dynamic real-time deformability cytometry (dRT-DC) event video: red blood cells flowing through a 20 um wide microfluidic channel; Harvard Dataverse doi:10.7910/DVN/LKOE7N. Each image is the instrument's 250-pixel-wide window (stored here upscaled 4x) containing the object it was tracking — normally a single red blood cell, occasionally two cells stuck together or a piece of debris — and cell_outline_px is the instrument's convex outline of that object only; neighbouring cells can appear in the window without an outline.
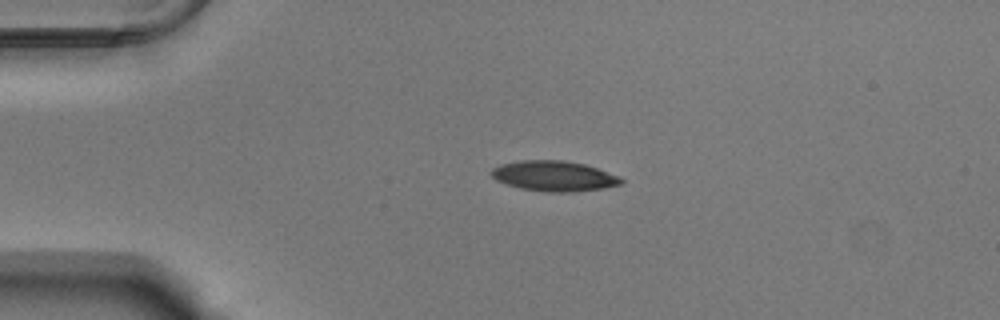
{"species": "Egyptian fruit bat (a non-hibernating species)", "species_latin": "Rousettus aegyptiacus", "temperature_condition": "warm", "stored_images_in_passage": 42, "camera_frame_rate_fps": 3000, "um_per_image_px": 0.085, "animal": {"sex": "male"}, "frame": {"image": 1, "passage_image": 1, "time_ms": 0.0, "image_size_px": [1000, 320], "cell_outline_px": [[624, 180], [620, 184], [604, 188], [572, 192], [548, 192], [520, 188], [496, 180], [488, 172], [492, 168], [500, 164], [520, 160], [564, 160], [584, 164], [620, 176]], "centroid_in_image_um": [47.07, 14.95], "position_along_channel_um": 37.9, "area_um2": 22.95}}
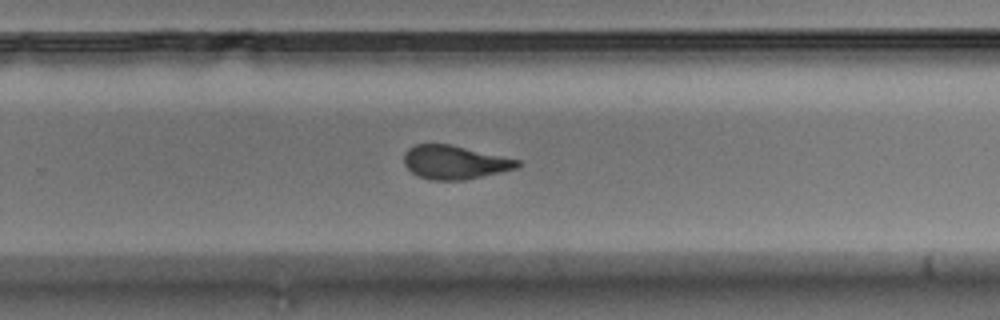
{"frame": {"image": 2, "passage_image": 24, "time_ms": 7.667, "image_size_px": [1000, 320], "cell_outline_px": [[524, 164], [516, 168], [500, 172], [464, 180], [432, 180], [420, 176], [412, 172], [404, 164], [404, 152], [408, 148], [416, 144], [452, 144], [520, 160]], "centroid_in_image_um": [38.66, 13.78], "position_along_channel_um": 291.1, "area_um2": 22.25}}
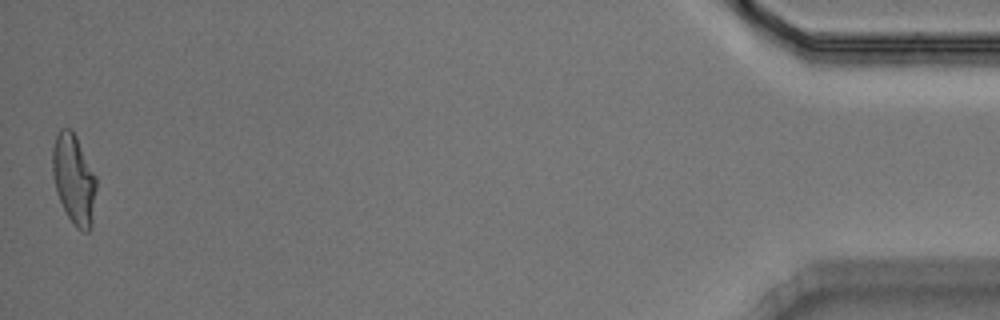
{"frame": {"image": 3, "passage_image": 42, "time_ms": 13.667, "image_size_px": [1000, 320], "cell_outline_px": [[96, 188], [92, 228], [88, 232], [80, 232], [76, 228], [68, 216], [56, 192], [52, 176], [52, 148], [56, 136], [60, 128], [72, 128], [96, 176]], "centroid_in_image_um": [6.28, 15.25], "position_along_channel_um": 428.9, "area_um2": 23.18}, "authors_computed_cell_mechanics": {"area_um2": 22.9177, "velocity_mm_per_s": 3.7842, "shape_relaxation_time_tau1_ms": 7.8369, "shape_relaxation_time_tau2_ms": 2.1848, "deformation_change_tau1": 0.2278, "deformation_change_tau2": 0.095}}